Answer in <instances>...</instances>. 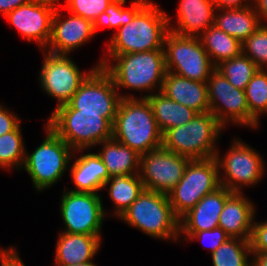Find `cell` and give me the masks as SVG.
I'll use <instances>...</instances> for the list:
<instances>
[{
    "label": "cell",
    "instance_id": "obj_1",
    "mask_svg": "<svg viewBox=\"0 0 267 266\" xmlns=\"http://www.w3.org/2000/svg\"><path fill=\"white\" fill-rule=\"evenodd\" d=\"M113 138L139 155L162 147V133L147 98L121 99L113 123Z\"/></svg>",
    "mask_w": 267,
    "mask_h": 266
},
{
    "label": "cell",
    "instance_id": "obj_2",
    "mask_svg": "<svg viewBox=\"0 0 267 266\" xmlns=\"http://www.w3.org/2000/svg\"><path fill=\"white\" fill-rule=\"evenodd\" d=\"M170 22L169 16L160 8L143 7L114 34L107 52L109 55H122L164 49Z\"/></svg>",
    "mask_w": 267,
    "mask_h": 266
},
{
    "label": "cell",
    "instance_id": "obj_3",
    "mask_svg": "<svg viewBox=\"0 0 267 266\" xmlns=\"http://www.w3.org/2000/svg\"><path fill=\"white\" fill-rule=\"evenodd\" d=\"M110 56L115 65L109 66V61L102 59L97 66L111 76L116 88L149 91L158 82L161 91L166 73L164 49Z\"/></svg>",
    "mask_w": 267,
    "mask_h": 266
},
{
    "label": "cell",
    "instance_id": "obj_4",
    "mask_svg": "<svg viewBox=\"0 0 267 266\" xmlns=\"http://www.w3.org/2000/svg\"><path fill=\"white\" fill-rule=\"evenodd\" d=\"M223 126L211 112L197 113L184 125L162 134V147L191 160L216 156L215 141Z\"/></svg>",
    "mask_w": 267,
    "mask_h": 266
},
{
    "label": "cell",
    "instance_id": "obj_5",
    "mask_svg": "<svg viewBox=\"0 0 267 266\" xmlns=\"http://www.w3.org/2000/svg\"><path fill=\"white\" fill-rule=\"evenodd\" d=\"M119 218L155 238L177 240L179 235L180 219L164 193L144 189Z\"/></svg>",
    "mask_w": 267,
    "mask_h": 266
},
{
    "label": "cell",
    "instance_id": "obj_6",
    "mask_svg": "<svg viewBox=\"0 0 267 266\" xmlns=\"http://www.w3.org/2000/svg\"><path fill=\"white\" fill-rule=\"evenodd\" d=\"M47 125L76 152L113 137V123L109 119L76 109H55Z\"/></svg>",
    "mask_w": 267,
    "mask_h": 266
},
{
    "label": "cell",
    "instance_id": "obj_7",
    "mask_svg": "<svg viewBox=\"0 0 267 266\" xmlns=\"http://www.w3.org/2000/svg\"><path fill=\"white\" fill-rule=\"evenodd\" d=\"M218 167L215 157L189 161L182 179L168 193L169 202L179 219L205 195L221 186Z\"/></svg>",
    "mask_w": 267,
    "mask_h": 266
},
{
    "label": "cell",
    "instance_id": "obj_8",
    "mask_svg": "<svg viewBox=\"0 0 267 266\" xmlns=\"http://www.w3.org/2000/svg\"><path fill=\"white\" fill-rule=\"evenodd\" d=\"M164 53L166 71L193 81L207 82L216 69L196 36H181L169 31L164 40Z\"/></svg>",
    "mask_w": 267,
    "mask_h": 266
},
{
    "label": "cell",
    "instance_id": "obj_9",
    "mask_svg": "<svg viewBox=\"0 0 267 266\" xmlns=\"http://www.w3.org/2000/svg\"><path fill=\"white\" fill-rule=\"evenodd\" d=\"M116 90L111 76L101 66H96L73 97L56 109H76L79 113L100 114L114 123L119 103L122 98H126Z\"/></svg>",
    "mask_w": 267,
    "mask_h": 266
},
{
    "label": "cell",
    "instance_id": "obj_10",
    "mask_svg": "<svg viewBox=\"0 0 267 266\" xmlns=\"http://www.w3.org/2000/svg\"><path fill=\"white\" fill-rule=\"evenodd\" d=\"M46 132L45 140L32 154L25 156L23 165L39 191L52 186L61 178L72 155V148L48 125Z\"/></svg>",
    "mask_w": 267,
    "mask_h": 266
},
{
    "label": "cell",
    "instance_id": "obj_11",
    "mask_svg": "<svg viewBox=\"0 0 267 266\" xmlns=\"http://www.w3.org/2000/svg\"><path fill=\"white\" fill-rule=\"evenodd\" d=\"M208 99L211 112L224 127L227 121L258 126L257 121L249 112L244 90L235 88L227 78L215 69L207 80ZM220 102L217 104V102Z\"/></svg>",
    "mask_w": 267,
    "mask_h": 266
},
{
    "label": "cell",
    "instance_id": "obj_12",
    "mask_svg": "<svg viewBox=\"0 0 267 266\" xmlns=\"http://www.w3.org/2000/svg\"><path fill=\"white\" fill-rule=\"evenodd\" d=\"M190 160L163 147L140 155L139 175L145 189L168 195L182 179Z\"/></svg>",
    "mask_w": 267,
    "mask_h": 266
},
{
    "label": "cell",
    "instance_id": "obj_13",
    "mask_svg": "<svg viewBox=\"0 0 267 266\" xmlns=\"http://www.w3.org/2000/svg\"><path fill=\"white\" fill-rule=\"evenodd\" d=\"M96 193L67 191L61 199V216L67 233L100 236L104 210Z\"/></svg>",
    "mask_w": 267,
    "mask_h": 266
},
{
    "label": "cell",
    "instance_id": "obj_14",
    "mask_svg": "<svg viewBox=\"0 0 267 266\" xmlns=\"http://www.w3.org/2000/svg\"><path fill=\"white\" fill-rule=\"evenodd\" d=\"M216 153L215 159L218 168L225 172L224 179L220 178L221 186L226 187L231 192H241L242 185L257 184L264 173L262 158L258 152L236 140L232 143L231 149L221 160ZM240 187V188H239Z\"/></svg>",
    "mask_w": 267,
    "mask_h": 266
},
{
    "label": "cell",
    "instance_id": "obj_15",
    "mask_svg": "<svg viewBox=\"0 0 267 266\" xmlns=\"http://www.w3.org/2000/svg\"><path fill=\"white\" fill-rule=\"evenodd\" d=\"M40 72V82L48 95L56 98L58 106L66 104L78 91L81 83L95 69L82 74L67 55L47 52Z\"/></svg>",
    "mask_w": 267,
    "mask_h": 266
},
{
    "label": "cell",
    "instance_id": "obj_16",
    "mask_svg": "<svg viewBox=\"0 0 267 266\" xmlns=\"http://www.w3.org/2000/svg\"><path fill=\"white\" fill-rule=\"evenodd\" d=\"M55 9L34 0L17 7L5 17L27 41H37L44 50L51 38Z\"/></svg>",
    "mask_w": 267,
    "mask_h": 266
},
{
    "label": "cell",
    "instance_id": "obj_17",
    "mask_svg": "<svg viewBox=\"0 0 267 266\" xmlns=\"http://www.w3.org/2000/svg\"><path fill=\"white\" fill-rule=\"evenodd\" d=\"M67 20H60V13L57 9L52 20L51 38L46 48L49 53L68 55L70 51L79 48L81 45L94 36L93 23L81 16L70 13Z\"/></svg>",
    "mask_w": 267,
    "mask_h": 266
},
{
    "label": "cell",
    "instance_id": "obj_18",
    "mask_svg": "<svg viewBox=\"0 0 267 266\" xmlns=\"http://www.w3.org/2000/svg\"><path fill=\"white\" fill-rule=\"evenodd\" d=\"M226 187L220 186L205 195L190 211L179 220V233L194 234L218 227L219 216L226 199L232 194ZM183 219V220H182Z\"/></svg>",
    "mask_w": 267,
    "mask_h": 266
},
{
    "label": "cell",
    "instance_id": "obj_19",
    "mask_svg": "<svg viewBox=\"0 0 267 266\" xmlns=\"http://www.w3.org/2000/svg\"><path fill=\"white\" fill-rule=\"evenodd\" d=\"M161 92L197 113L209 112L207 82H197L166 71Z\"/></svg>",
    "mask_w": 267,
    "mask_h": 266
},
{
    "label": "cell",
    "instance_id": "obj_20",
    "mask_svg": "<svg viewBox=\"0 0 267 266\" xmlns=\"http://www.w3.org/2000/svg\"><path fill=\"white\" fill-rule=\"evenodd\" d=\"M242 192H233L225 201L224 208L219 216V224L230 238H240L250 241L254 208Z\"/></svg>",
    "mask_w": 267,
    "mask_h": 266
},
{
    "label": "cell",
    "instance_id": "obj_21",
    "mask_svg": "<svg viewBox=\"0 0 267 266\" xmlns=\"http://www.w3.org/2000/svg\"><path fill=\"white\" fill-rule=\"evenodd\" d=\"M215 5L213 0H181L177 12L178 27L169 30L181 36L199 37L214 24Z\"/></svg>",
    "mask_w": 267,
    "mask_h": 266
},
{
    "label": "cell",
    "instance_id": "obj_22",
    "mask_svg": "<svg viewBox=\"0 0 267 266\" xmlns=\"http://www.w3.org/2000/svg\"><path fill=\"white\" fill-rule=\"evenodd\" d=\"M100 240L101 236L61 233L56 246V264L72 265L91 261L100 248Z\"/></svg>",
    "mask_w": 267,
    "mask_h": 266
},
{
    "label": "cell",
    "instance_id": "obj_23",
    "mask_svg": "<svg viewBox=\"0 0 267 266\" xmlns=\"http://www.w3.org/2000/svg\"><path fill=\"white\" fill-rule=\"evenodd\" d=\"M71 177L77 187L74 192L96 193L104 188L110 178L100 156L88 153L79 157L71 166Z\"/></svg>",
    "mask_w": 267,
    "mask_h": 266
},
{
    "label": "cell",
    "instance_id": "obj_24",
    "mask_svg": "<svg viewBox=\"0 0 267 266\" xmlns=\"http://www.w3.org/2000/svg\"><path fill=\"white\" fill-rule=\"evenodd\" d=\"M150 102L158 128L163 134L170 128L190 122L197 114L191 108L169 99L161 91L144 96Z\"/></svg>",
    "mask_w": 267,
    "mask_h": 266
},
{
    "label": "cell",
    "instance_id": "obj_25",
    "mask_svg": "<svg viewBox=\"0 0 267 266\" xmlns=\"http://www.w3.org/2000/svg\"><path fill=\"white\" fill-rule=\"evenodd\" d=\"M103 149L98 153L107 168L109 176L139 174L135 169H140V155L121 144L113 137L102 142ZM135 171V172H134Z\"/></svg>",
    "mask_w": 267,
    "mask_h": 266
},
{
    "label": "cell",
    "instance_id": "obj_26",
    "mask_svg": "<svg viewBox=\"0 0 267 266\" xmlns=\"http://www.w3.org/2000/svg\"><path fill=\"white\" fill-rule=\"evenodd\" d=\"M214 25L243 43L262 24L252 4L245 8L226 9V11L224 9L222 15H215Z\"/></svg>",
    "mask_w": 267,
    "mask_h": 266
},
{
    "label": "cell",
    "instance_id": "obj_27",
    "mask_svg": "<svg viewBox=\"0 0 267 266\" xmlns=\"http://www.w3.org/2000/svg\"><path fill=\"white\" fill-rule=\"evenodd\" d=\"M199 38L215 66L242 53V43L214 24L201 32Z\"/></svg>",
    "mask_w": 267,
    "mask_h": 266
},
{
    "label": "cell",
    "instance_id": "obj_28",
    "mask_svg": "<svg viewBox=\"0 0 267 266\" xmlns=\"http://www.w3.org/2000/svg\"><path fill=\"white\" fill-rule=\"evenodd\" d=\"M110 181V198L114 202V205H116V215L120 217L144 191V183L139 174L113 175L107 180L104 187H106Z\"/></svg>",
    "mask_w": 267,
    "mask_h": 266
},
{
    "label": "cell",
    "instance_id": "obj_29",
    "mask_svg": "<svg viewBox=\"0 0 267 266\" xmlns=\"http://www.w3.org/2000/svg\"><path fill=\"white\" fill-rule=\"evenodd\" d=\"M250 254V241L229 238L212 253V261L214 266H252L247 261Z\"/></svg>",
    "mask_w": 267,
    "mask_h": 266
},
{
    "label": "cell",
    "instance_id": "obj_30",
    "mask_svg": "<svg viewBox=\"0 0 267 266\" xmlns=\"http://www.w3.org/2000/svg\"><path fill=\"white\" fill-rule=\"evenodd\" d=\"M216 69L222 73L227 80L235 87L244 90L248 82L259 70L257 65L246 55H240L222 61L216 66Z\"/></svg>",
    "mask_w": 267,
    "mask_h": 266
},
{
    "label": "cell",
    "instance_id": "obj_31",
    "mask_svg": "<svg viewBox=\"0 0 267 266\" xmlns=\"http://www.w3.org/2000/svg\"><path fill=\"white\" fill-rule=\"evenodd\" d=\"M20 124L11 132L0 136V167L20 169L25 162V149ZM20 167V168H19Z\"/></svg>",
    "mask_w": 267,
    "mask_h": 266
},
{
    "label": "cell",
    "instance_id": "obj_32",
    "mask_svg": "<svg viewBox=\"0 0 267 266\" xmlns=\"http://www.w3.org/2000/svg\"><path fill=\"white\" fill-rule=\"evenodd\" d=\"M126 0H114L102 12L93 23L94 33L97 32L101 26H108V28L116 27L119 29L121 26L128 24L135 15L143 8L137 3L132 2L129 9L123 8Z\"/></svg>",
    "mask_w": 267,
    "mask_h": 266
},
{
    "label": "cell",
    "instance_id": "obj_33",
    "mask_svg": "<svg viewBox=\"0 0 267 266\" xmlns=\"http://www.w3.org/2000/svg\"><path fill=\"white\" fill-rule=\"evenodd\" d=\"M250 114L258 121L267 113V71L259 69L244 89Z\"/></svg>",
    "mask_w": 267,
    "mask_h": 266
},
{
    "label": "cell",
    "instance_id": "obj_34",
    "mask_svg": "<svg viewBox=\"0 0 267 266\" xmlns=\"http://www.w3.org/2000/svg\"><path fill=\"white\" fill-rule=\"evenodd\" d=\"M242 53L250 58L259 69H264V64H267V25H260L242 43Z\"/></svg>",
    "mask_w": 267,
    "mask_h": 266
},
{
    "label": "cell",
    "instance_id": "obj_35",
    "mask_svg": "<svg viewBox=\"0 0 267 266\" xmlns=\"http://www.w3.org/2000/svg\"><path fill=\"white\" fill-rule=\"evenodd\" d=\"M112 1L114 0H68L64 9L94 23Z\"/></svg>",
    "mask_w": 267,
    "mask_h": 266
},
{
    "label": "cell",
    "instance_id": "obj_36",
    "mask_svg": "<svg viewBox=\"0 0 267 266\" xmlns=\"http://www.w3.org/2000/svg\"><path fill=\"white\" fill-rule=\"evenodd\" d=\"M250 245L252 254L267 253V221L253 223Z\"/></svg>",
    "mask_w": 267,
    "mask_h": 266
},
{
    "label": "cell",
    "instance_id": "obj_37",
    "mask_svg": "<svg viewBox=\"0 0 267 266\" xmlns=\"http://www.w3.org/2000/svg\"><path fill=\"white\" fill-rule=\"evenodd\" d=\"M186 239H200V238H208L211 243V253H213L218 247H220L227 239L230 237L226 234V232L221 227H216L211 230H204L200 232H196L194 234H185ZM202 238V239H203Z\"/></svg>",
    "mask_w": 267,
    "mask_h": 266
},
{
    "label": "cell",
    "instance_id": "obj_38",
    "mask_svg": "<svg viewBox=\"0 0 267 266\" xmlns=\"http://www.w3.org/2000/svg\"><path fill=\"white\" fill-rule=\"evenodd\" d=\"M19 122L20 120L16 115L0 105V136L13 131Z\"/></svg>",
    "mask_w": 267,
    "mask_h": 266
},
{
    "label": "cell",
    "instance_id": "obj_39",
    "mask_svg": "<svg viewBox=\"0 0 267 266\" xmlns=\"http://www.w3.org/2000/svg\"><path fill=\"white\" fill-rule=\"evenodd\" d=\"M1 266H25L16 253V249L0 250Z\"/></svg>",
    "mask_w": 267,
    "mask_h": 266
},
{
    "label": "cell",
    "instance_id": "obj_40",
    "mask_svg": "<svg viewBox=\"0 0 267 266\" xmlns=\"http://www.w3.org/2000/svg\"><path fill=\"white\" fill-rule=\"evenodd\" d=\"M246 1V0H244ZM243 0H213L216 9L223 11L224 9H237V8H245L250 6L249 4H244ZM243 4V5H242Z\"/></svg>",
    "mask_w": 267,
    "mask_h": 266
},
{
    "label": "cell",
    "instance_id": "obj_41",
    "mask_svg": "<svg viewBox=\"0 0 267 266\" xmlns=\"http://www.w3.org/2000/svg\"><path fill=\"white\" fill-rule=\"evenodd\" d=\"M29 1L30 0H0V12H2L4 16H6L12 10L28 3Z\"/></svg>",
    "mask_w": 267,
    "mask_h": 266
},
{
    "label": "cell",
    "instance_id": "obj_42",
    "mask_svg": "<svg viewBox=\"0 0 267 266\" xmlns=\"http://www.w3.org/2000/svg\"><path fill=\"white\" fill-rule=\"evenodd\" d=\"M254 10L259 17V20L262 18L267 20V0H253ZM257 8V9H256Z\"/></svg>",
    "mask_w": 267,
    "mask_h": 266
},
{
    "label": "cell",
    "instance_id": "obj_43",
    "mask_svg": "<svg viewBox=\"0 0 267 266\" xmlns=\"http://www.w3.org/2000/svg\"><path fill=\"white\" fill-rule=\"evenodd\" d=\"M252 266H267V253L254 254Z\"/></svg>",
    "mask_w": 267,
    "mask_h": 266
},
{
    "label": "cell",
    "instance_id": "obj_44",
    "mask_svg": "<svg viewBox=\"0 0 267 266\" xmlns=\"http://www.w3.org/2000/svg\"><path fill=\"white\" fill-rule=\"evenodd\" d=\"M34 1H35V2H38V3L42 4V5L49 6V7L53 8V9H55V10L58 9V7L56 6V3H57V1H59V0H34ZM67 1H68V0H65L66 3H65V5L63 6V8L66 6Z\"/></svg>",
    "mask_w": 267,
    "mask_h": 266
},
{
    "label": "cell",
    "instance_id": "obj_45",
    "mask_svg": "<svg viewBox=\"0 0 267 266\" xmlns=\"http://www.w3.org/2000/svg\"><path fill=\"white\" fill-rule=\"evenodd\" d=\"M134 3H137L138 5L142 6V7H157L156 4L152 3L151 1L149 0H134L132 1Z\"/></svg>",
    "mask_w": 267,
    "mask_h": 266
},
{
    "label": "cell",
    "instance_id": "obj_46",
    "mask_svg": "<svg viewBox=\"0 0 267 266\" xmlns=\"http://www.w3.org/2000/svg\"><path fill=\"white\" fill-rule=\"evenodd\" d=\"M57 266H96V264L94 265V263H92V261H88V262L81 263V264L57 265Z\"/></svg>",
    "mask_w": 267,
    "mask_h": 266
}]
</instances>
